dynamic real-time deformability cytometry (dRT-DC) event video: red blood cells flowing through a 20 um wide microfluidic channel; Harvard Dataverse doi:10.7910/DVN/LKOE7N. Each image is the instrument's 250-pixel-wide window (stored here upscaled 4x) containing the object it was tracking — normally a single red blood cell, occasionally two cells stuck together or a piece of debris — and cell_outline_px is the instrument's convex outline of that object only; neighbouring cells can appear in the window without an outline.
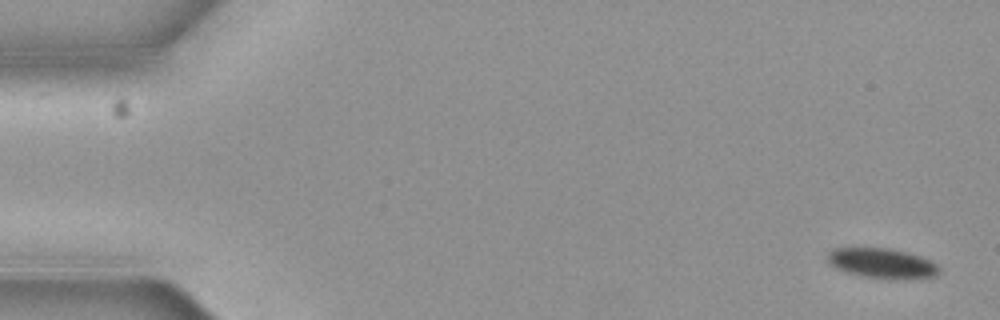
{"species": "common noctule bat (a hibernating species)", "species_latin": "Nyctalus noctula", "temperature_condition": "cold", "stored_images_in_passage": 10, "camera_frame_rate_fps": 3000, "um_per_image_px": 0.085, "animal": {"sex": "female", "body_mass_g": 19.3, "forearm_length_mm": 54.1}, "frame": {"image": 1, "passage_image": 1, "time_ms": 0.0, "image_size_px": [1000, 320], "cell_outline_px": [[940, 272], [936, 276], [904, 280], [892, 280], [864, 276], [844, 272], [828, 264], [824, 260], [828, 252], [832, 248], [888, 248], [908, 252], [920, 256], [936, 264], [940, 268]], "centroid_in_image_um": [74.94, 22.39], "position_along_channel_um": 10.1, "area_um2": 20.0}}
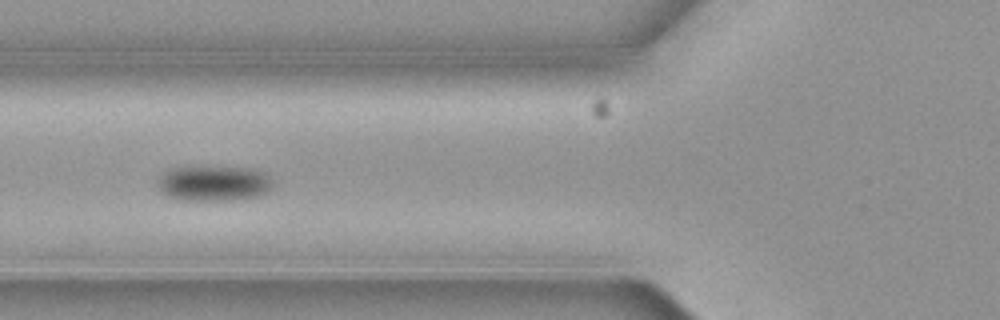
{"frame": {"image": 2, "passage_image": 6, "time_ms": 1.667, "image_size_px": [1000, 320], "cell_outline_px": [[272, 188], [256, 196], [232, 200], [176, 200], [160, 192], [156, 184], [156, 180], [164, 172], [176, 168], [248, 168], [264, 172], [272, 180]], "centroid_in_image_um": [18.12, 15.61], "position_along_channel_um": 107.7, "area_um2": 23.41}}
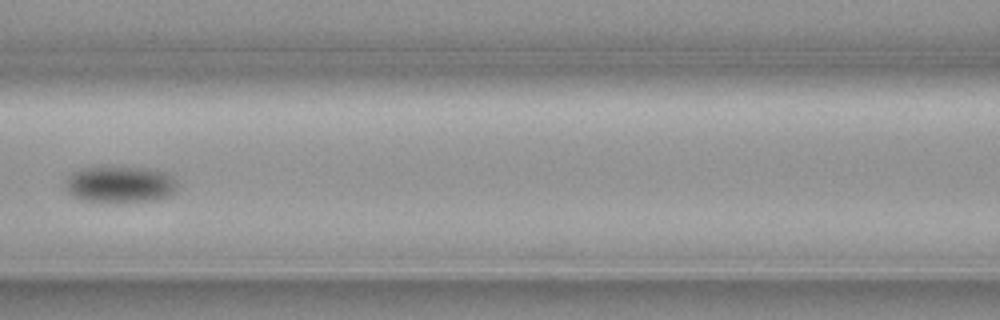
{"frame": {"image": 3, "passage_image": 7, "time_ms": 2.0, "image_size_px": [1000, 320], "cell_outline_px": [[176, 192], [168, 196], [156, 200], [108, 204], [80, 200], [72, 196], [68, 192], [64, 184], [64, 180], [72, 172], [80, 168], [112, 164], [148, 168], [168, 172], [176, 180]], "centroid_in_image_um": [10.16, 15.65], "position_along_channel_um": 156.4, "area_um2": 25.49}}